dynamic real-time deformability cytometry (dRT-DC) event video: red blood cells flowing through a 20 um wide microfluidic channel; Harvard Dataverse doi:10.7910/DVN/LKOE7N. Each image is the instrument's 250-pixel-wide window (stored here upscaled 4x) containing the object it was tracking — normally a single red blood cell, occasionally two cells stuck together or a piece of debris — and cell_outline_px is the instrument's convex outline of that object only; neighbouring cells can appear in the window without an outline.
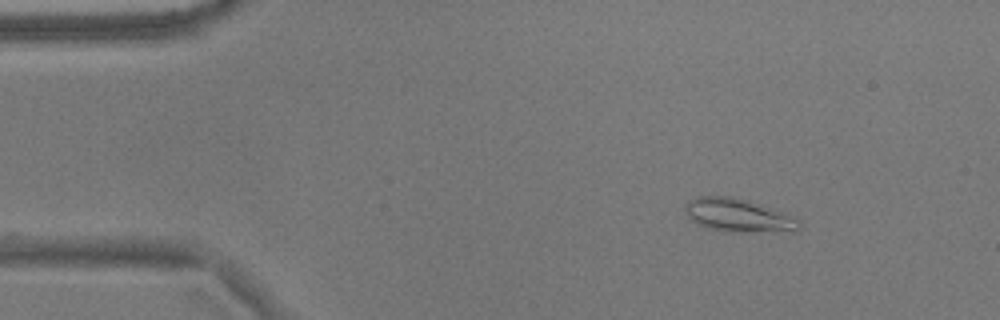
{"species": "common noctule bat (a hibernating species)", "species_latin": "Nyctalus noctula", "temperature_condition": "warm", "stored_images_in_passage": 49, "camera_frame_rate_fps": 3000, "um_per_image_px": 0.085, "animal": {"sex": "male", "body_mass_g": 17.9}, "frame": {"image": 1, "passage_image": 1, "time_ms": 0.0, "image_size_px": [1000, 320], "cell_outline_px": [[800, 228], [796, 232], [724, 232], [708, 228], [696, 224], [688, 216], [684, 208], [688, 200], [696, 196], [732, 196], [748, 200], [788, 212], [800, 220]], "centroid_in_image_um": [62.82, 18.31], "position_along_channel_um": 22.2, "area_um2": 22.89}}
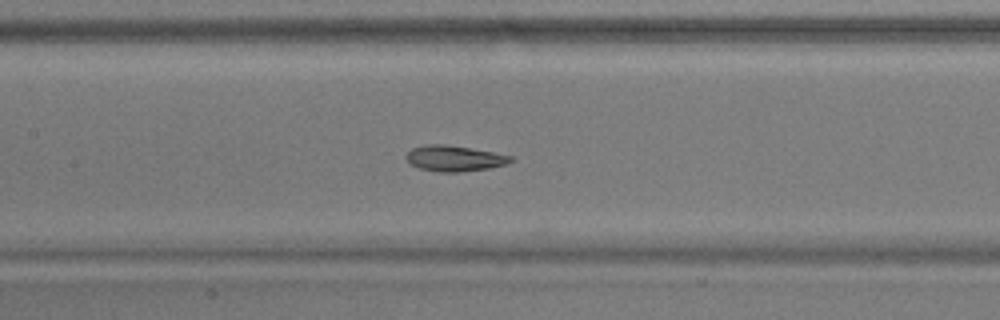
{"frame": {"image": 2, "passage_image": 19, "time_ms": 6.0, "image_size_px": [1000, 320], "cell_outline_px": [[512, 160], [504, 164], [488, 168], [460, 172], [440, 172], [420, 168], [408, 164], [404, 156], [412, 148], [428, 144], [444, 144], [492, 152], [512, 156]], "centroid_in_image_um": [38.54, 13.46], "position_along_channel_um": 168.9, "area_um2": 15.49}}
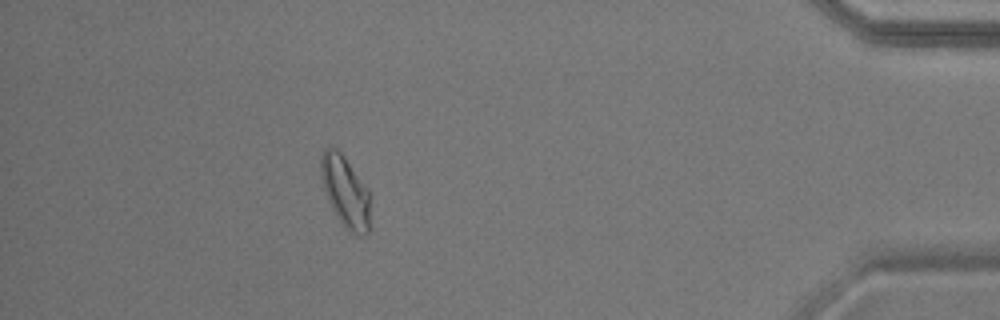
{"frame": {"image": 3, "passage_image": 43, "time_ms": 14.0, "image_size_px": [1000, 320], "cell_outline_px": [[368, 232], [364, 236], [348, 232], [344, 228], [336, 216], [328, 200], [320, 176], [320, 156], [324, 148], [336, 148], [344, 156], [368, 188]], "centroid_in_image_um": [29.32, 16.27], "position_along_channel_um": 405.9, "area_um2": 20.35}, "authors_computed_cell_mechanics": {"area_um2": 17.5134, "velocity_mm_per_s": 3.6255, "shape_relaxation_time_tau1_ms": 9.7068, "shape_relaxation_time_tau2_ms": 2.7861, "deformation_change_tau1": 0.203, "deformation_change_tau2": 0.0698}}